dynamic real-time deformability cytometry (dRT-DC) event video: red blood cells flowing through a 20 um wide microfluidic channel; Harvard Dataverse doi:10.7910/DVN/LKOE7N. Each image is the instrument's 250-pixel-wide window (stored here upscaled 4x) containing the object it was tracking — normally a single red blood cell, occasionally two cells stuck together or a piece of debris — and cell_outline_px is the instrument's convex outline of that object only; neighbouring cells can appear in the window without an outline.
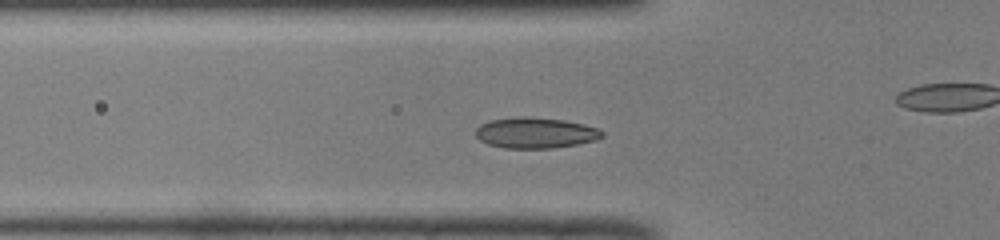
{"species": "common noctule bat (a hibernating species)", "species_latin": "Nyctalus noctula", "temperature_condition": "room temperature", "stored_images_in_passage": 40, "camera_frame_rate_fps": 3000, "um_per_image_px": 0.085, "animal": {"sex": "male", "body_mass_g": 19.0, "forearm_length_mm": 50.8}, "frame": {"image": 1, "passage_image": 6, "time_ms": 1.667, "image_size_px": [1000, 240], "cell_outline_px": [[604, 136], [596, 140], [556, 148], [504, 148], [488, 144], [480, 140], [476, 136], [476, 128], [480, 124], [492, 120], [516, 116], [524, 116], [564, 120], [584, 124], [596, 128], [604, 132]], "centroid_in_image_um": [45.51, 11.29], "position_along_channel_um": 80.3, "area_um2": 22.72}}
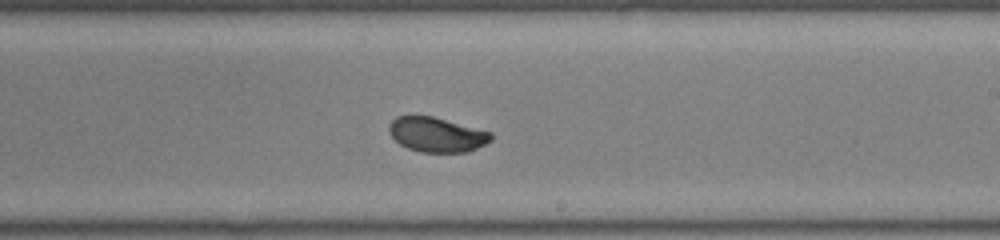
{"frame": {"image": 2, "passage_image": 19, "time_ms": 6.0, "image_size_px": [1000, 240], "cell_outline_px": [[492, 140], [468, 152], [420, 152], [408, 148], [400, 144], [388, 132], [388, 124], [396, 116], [416, 112], [432, 116], [492, 132]], "centroid_in_image_um": [37.06, 11.4], "position_along_channel_um": 251.9, "area_um2": 21.1}}
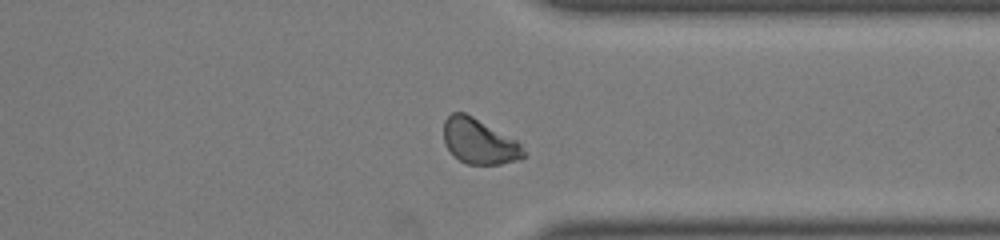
{"frame": {"image": 3, "passage_image": 28, "time_ms": 9.0, "image_size_px": [1000, 240], "cell_outline_px": [[528, 156], [520, 160], [500, 164], [468, 164], [460, 160], [444, 144], [444, 120], [452, 112], [464, 112], [472, 116], [516, 140], [520, 144]], "centroid_in_image_um": [40.75, 12.02], "position_along_channel_um": 370.7, "area_um2": 20.92}, "authors_computed_cell_mechanics": {"area_um2": 21.3571, "velocity_mm_per_s": 3.9702, "shape_relaxation_time_tau1_ms": 2.7208, "shape_relaxation_time_tau2_ms": null, "deformation_change_tau1": 0.1125, "deformation_change_tau2": null}}